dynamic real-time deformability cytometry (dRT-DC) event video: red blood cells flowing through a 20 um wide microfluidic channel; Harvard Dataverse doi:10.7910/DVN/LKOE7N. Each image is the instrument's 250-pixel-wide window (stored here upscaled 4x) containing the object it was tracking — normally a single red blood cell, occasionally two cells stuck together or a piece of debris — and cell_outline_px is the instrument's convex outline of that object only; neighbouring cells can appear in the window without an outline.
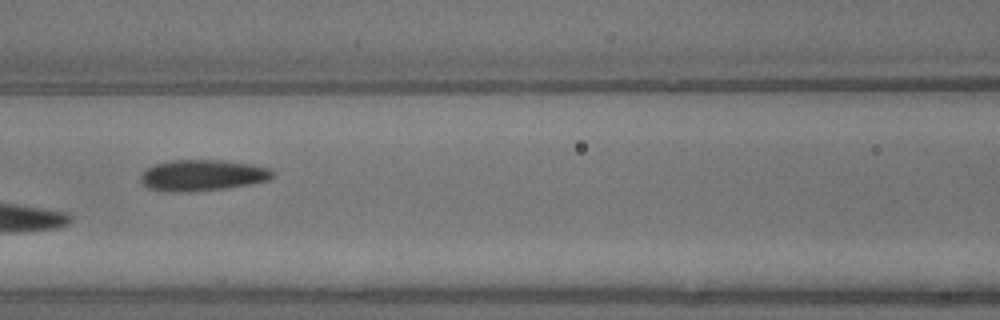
{"species": "common noctule bat (a hibernating species)", "species_latin": "Nyctalus noctula", "temperature_condition": "warm", "stored_images_in_passage": 16, "camera_frame_rate_fps": 3000, "um_per_image_px": 0.085, "animal": {"sex": "male", "body_mass_g": 13.3}, "frame": {"image": 1, "passage_image": 5, "time_ms": 1.333, "image_size_px": [1000, 320], "cell_outline_px": [[272, 176], [268, 180], [252, 184], [228, 188], [196, 192], [164, 192], [148, 188], [140, 184], [140, 176], [144, 168], [156, 164], [172, 160], [224, 160], [252, 164], [268, 168], [272, 172]], "centroid_in_image_um": [17.14, 14.92], "position_along_channel_um": 149.5, "area_um2": 24.39}}